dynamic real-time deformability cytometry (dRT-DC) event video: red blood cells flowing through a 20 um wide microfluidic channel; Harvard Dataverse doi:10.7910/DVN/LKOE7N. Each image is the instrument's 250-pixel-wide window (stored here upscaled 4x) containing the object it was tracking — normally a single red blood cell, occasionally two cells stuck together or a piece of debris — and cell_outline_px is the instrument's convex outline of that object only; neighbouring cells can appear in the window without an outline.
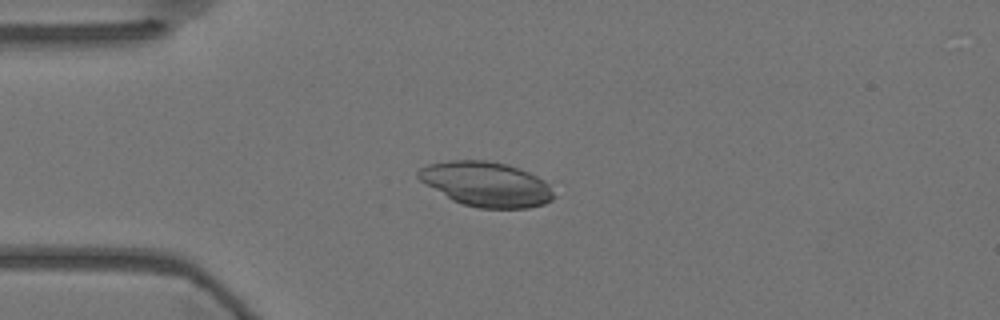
{"species": "Egyptian fruit bat (a non-hibernating species)", "species_latin": "Rousettus aegyptiacus", "temperature_condition": "warm", "stored_images_in_passage": 17, "camera_frame_rate_fps": 3000, "um_per_image_px": 0.085, "animal": {"sex": "female"}, "frame": {"image": 1, "passage_image": 14, "time_ms": 4.333, "image_size_px": [1000, 320], "cell_outline_px": [[556, 196], [552, 200], [544, 204], [528, 208], [480, 208], [464, 204], [452, 200], [424, 184], [416, 176], [416, 172], [420, 168], [428, 164], [448, 160], [488, 160], [508, 164], [528, 172], [544, 180], [548, 184]], "centroid_in_image_um": [41.31, 15.64], "position_along_channel_um": 43.7, "area_um2": 35.49}}